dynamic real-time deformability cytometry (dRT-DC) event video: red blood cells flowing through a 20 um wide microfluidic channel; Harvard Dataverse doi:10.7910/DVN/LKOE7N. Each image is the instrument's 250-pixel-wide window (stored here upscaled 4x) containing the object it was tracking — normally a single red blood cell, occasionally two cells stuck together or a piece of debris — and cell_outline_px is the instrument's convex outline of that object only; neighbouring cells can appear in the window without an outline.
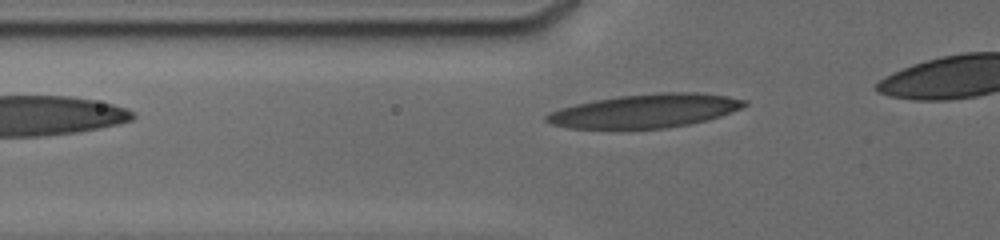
{"species": "human", "species_latin": "Homo sapiens", "temperature_condition": "cold", "stored_images_in_passage": 47, "camera_frame_rate_fps": 3000, "um_per_image_px": 0.085, "donor": {"sex": "male"}, "frame": {"image": 1, "passage_image": 2, "time_ms": 0.333, "image_size_px": [1000, 240], "cell_outline_px": [[748, 104], [740, 108], [720, 116], [708, 120], [688, 124], [664, 128], [568, 128], [552, 124], [544, 120], [544, 116], [548, 112], [560, 108], [576, 104], [596, 100], [620, 96], [664, 92], [696, 92], [728, 96], [748, 100]], "centroid_in_image_um": [54.85, 9.42], "position_along_channel_um": 70.9, "area_um2": 38.55}}
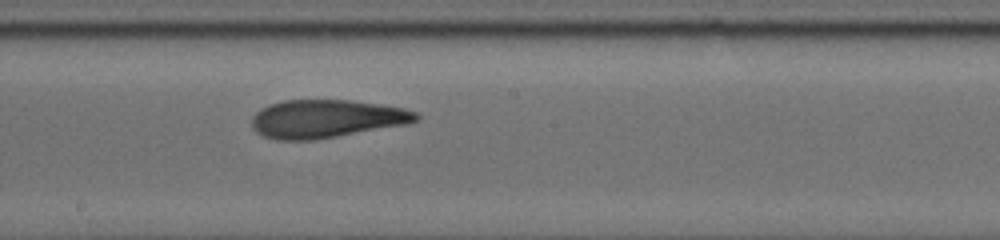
{"frame": {"image": 2, "passage_image": 24, "time_ms": 4.333, "image_size_px": [1000, 240], "cell_outline_px": [[420, 120], [408, 124], [316, 140], [276, 140], [264, 136], [256, 132], [252, 128], [252, 116], [260, 108], [268, 104], [284, 100], [348, 100], [404, 108], [416, 112], [420, 116]], "centroid_in_image_um": [27.72, 10.1], "position_along_channel_um": 220.5, "area_um2": 36.7}}
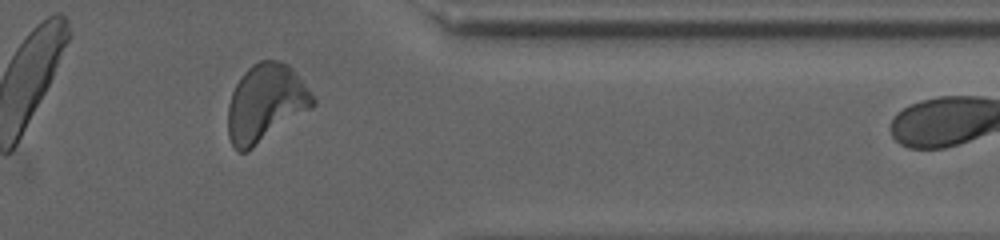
{"frame": {"image": 3, "passage_image": 43, "time_ms": 9.0, "image_size_px": [1000, 240], "cell_outline_px": [[316, 104], [312, 108], [248, 152], [236, 152], [228, 136], [228, 104], [232, 92], [236, 84], [244, 72], [252, 64], [260, 60], [276, 60], [288, 64], [292, 68], [316, 100]], "centroid_in_image_um": [22.56, 8.79], "position_along_channel_um": 388.8, "area_um2": 38.49}}